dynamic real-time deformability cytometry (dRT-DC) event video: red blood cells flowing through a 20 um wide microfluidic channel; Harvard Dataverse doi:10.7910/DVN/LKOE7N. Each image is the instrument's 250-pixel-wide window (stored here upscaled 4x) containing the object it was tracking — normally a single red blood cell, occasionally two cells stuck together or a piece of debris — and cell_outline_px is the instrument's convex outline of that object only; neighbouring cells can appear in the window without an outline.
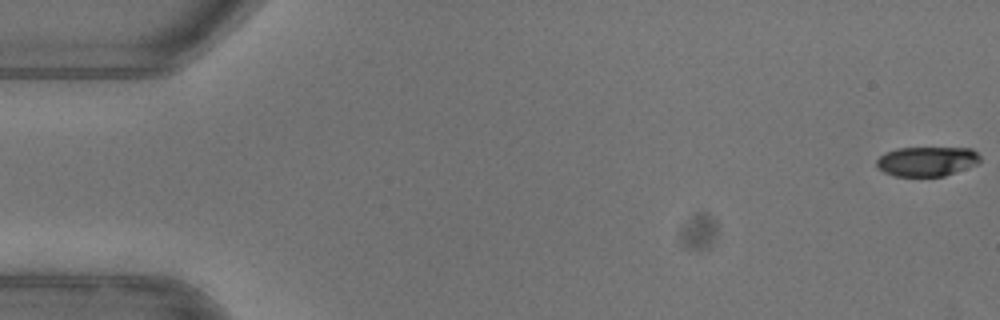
{"species": "common noctule bat (a hibernating species)", "species_latin": "Nyctalus noctula", "temperature_condition": "warm", "stored_images_in_passage": 14, "camera_frame_rate_fps": 3000, "um_per_image_px": 0.085, "animal": {"sex": "female"}, "frame": {"image": 1, "passage_image": 1, "time_ms": 0.0, "image_size_px": [1000, 320], "cell_outline_px": [[980, 160], [976, 164], [944, 176], [896, 176], [884, 172], [876, 168], [876, 160], [884, 152], [896, 148], [972, 148], [980, 156]], "centroid_in_image_um": [78.74, 13.71], "position_along_channel_um": 6.3, "area_um2": 17.86}}